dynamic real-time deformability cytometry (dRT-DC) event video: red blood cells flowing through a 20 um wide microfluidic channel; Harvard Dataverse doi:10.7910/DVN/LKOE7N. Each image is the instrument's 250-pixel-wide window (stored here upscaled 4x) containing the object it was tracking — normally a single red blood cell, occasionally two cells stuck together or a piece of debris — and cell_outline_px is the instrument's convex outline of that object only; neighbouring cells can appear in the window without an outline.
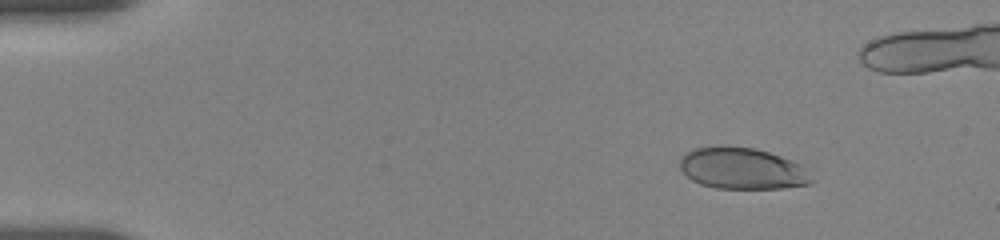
{"species": "human", "species_latin": "Homo sapiens", "temperature_condition": "room temperature", "stored_images_in_passage": 11, "camera_frame_rate_fps": 3000, "um_per_image_px": 0.085, "donor": {"sex": "female"}, "frame": {"image": 1, "passage_image": 4, "time_ms": 2.0, "image_size_px": [1000, 240], "cell_outline_px": [[816, 180], [812, 184], [780, 188], [716, 188], [700, 184], [692, 180], [680, 168], [680, 160], [688, 152], [696, 148], [720, 144], [724, 144], [752, 148], [768, 152], [792, 160], [800, 164]], "centroid_in_image_um": [63.11, 14.31], "position_along_channel_um": 21.9, "area_um2": 31.96}}
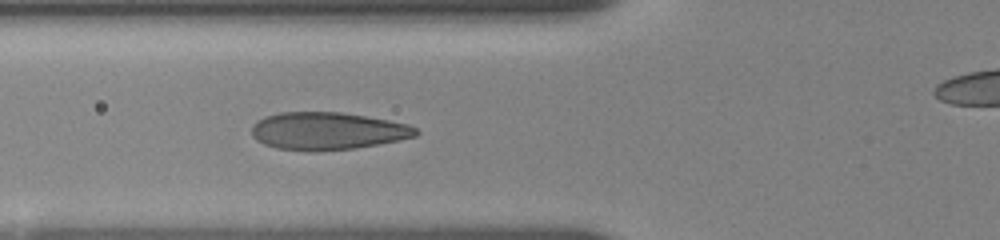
{"frame": {"image": 2, "passage_image": 11, "time_ms": 6.667, "image_size_px": [1000, 240], "cell_outline_px": [[420, 132], [416, 136], [356, 148], [316, 152], [276, 148], [264, 144], [256, 140], [252, 136], [252, 124], [256, 120], [264, 116], [280, 112], [340, 112], [388, 120], [408, 124], [416, 128]], "centroid_in_image_um": [27.78, 11.13], "position_along_channel_um": 98.0, "area_um2": 36.01}}